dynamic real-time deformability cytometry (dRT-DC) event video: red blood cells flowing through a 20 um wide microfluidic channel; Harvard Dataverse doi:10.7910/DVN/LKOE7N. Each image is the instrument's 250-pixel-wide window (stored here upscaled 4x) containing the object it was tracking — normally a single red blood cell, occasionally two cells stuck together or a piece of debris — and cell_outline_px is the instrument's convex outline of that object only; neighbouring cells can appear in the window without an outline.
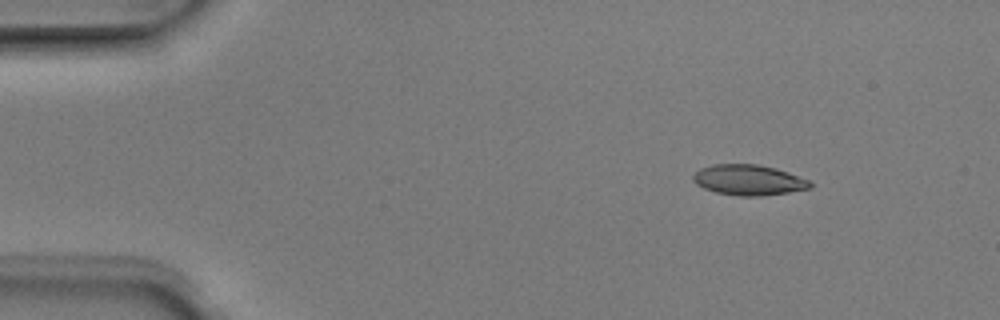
{"species": "Egyptian fruit bat (a non-hibernating species)", "species_latin": "Rousettus aegyptiacus", "temperature_condition": "room temperature", "stored_images_in_passage": 5, "camera_frame_rate_fps": 3000, "um_per_image_px": 0.085, "animal": {"sex": "male"}, "frame": {"image": 1, "passage_image": 2, "time_ms": 0.333, "image_size_px": [1000, 320], "cell_outline_px": [[812, 188], [788, 192], [760, 196], [736, 196], [716, 192], [704, 188], [696, 184], [692, 180], [692, 176], [700, 168], [712, 164], [756, 164], [776, 168], [788, 172], [808, 180], [812, 184]], "centroid_in_image_um": [63.61, 15.3], "position_along_channel_um": 21.4, "area_um2": 20.81}}
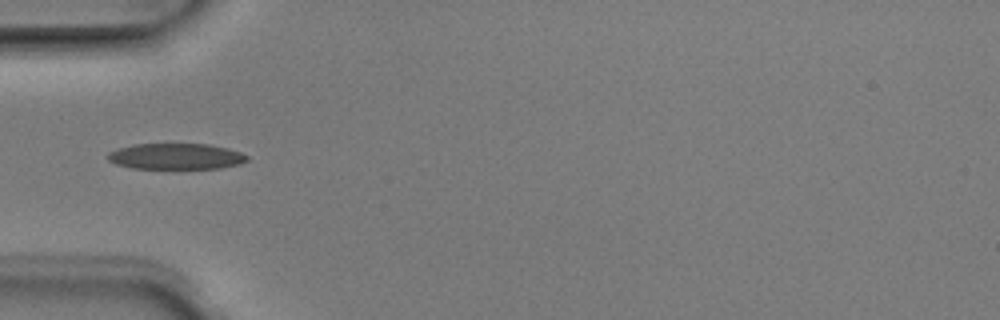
{"frame": {"image": 2, "passage_image": 5, "time_ms": 1.333, "image_size_px": [1000, 320], "cell_outline_px": [[248, 160], [240, 164], [220, 168], [132, 168], [116, 164], [108, 160], [104, 156], [108, 152], [116, 148], [132, 144], [208, 144], [228, 148], [240, 152], [248, 156]], "centroid_in_image_um": [14.91, 13.28], "position_along_channel_um": 70.1, "area_um2": 21.21}}